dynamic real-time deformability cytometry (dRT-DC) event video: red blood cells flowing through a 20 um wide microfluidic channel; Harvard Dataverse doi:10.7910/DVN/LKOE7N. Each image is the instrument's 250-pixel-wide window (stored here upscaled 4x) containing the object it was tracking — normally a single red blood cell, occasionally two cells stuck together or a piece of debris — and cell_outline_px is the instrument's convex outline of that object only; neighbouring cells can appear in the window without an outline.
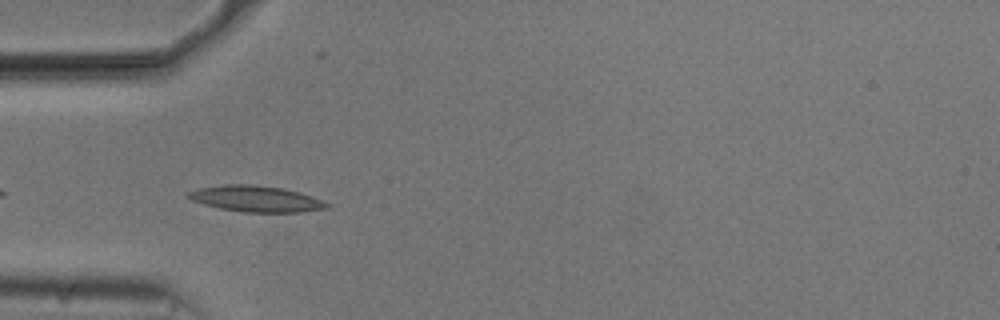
{"species": "common noctule bat (a hibernating species)", "species_latin": "Nyctalus noctula", "temperature_condition": "cold", "stored_images_in_passage": 14, "camera_frame_rate_fps": 3000, "um_per_image_px": 0.085, "animal": {"sex": "male", "body_mass_g": 20.5, "forearm_length_mm": 52.5}, "frame": {"image": 1, "passage_image": 1, "time_ms": 0.0, "image_size_px": [1000, 320], "cell_outline_px": [[332, 208], [300, 212], [240, 212], [220, 208], [204, 204], [192, 200], [184, 196], [188, 192], [200, 188], [224, 184], [252, 184], [284, 188], [300, 192], [312, 196], [332, 204]], "centroid_in_image_um": [21.81, 16.9], "position_along_channel_um": 63.2, "area_um2": 21.33}}
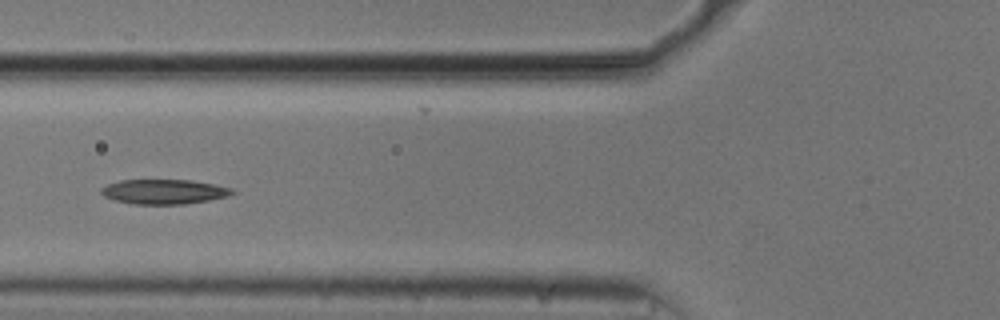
{"frame": {"image": 2, "passage_image": 5, "time_ms": 1.333, "image_size_px": [1000, 320], "cell_outline_px": [[236, 192], [228, 196], [208, 200], [184, 204], [132, 204], [116, 200], [104, 196], [100, 192], [100, 188], [108, 184], [120, 180], [188, 180], [212, 184], [232, 188]], "centroid_in_image_um": [13.92, 16.29], "position_along_channel_um": 111.9, "area_um2": 18.73}}
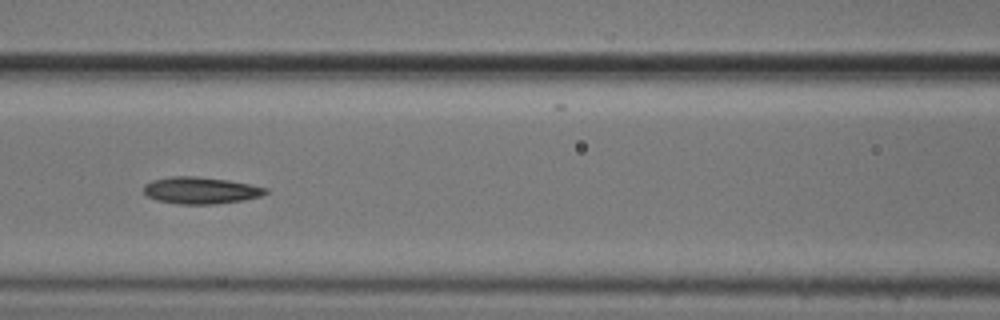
{"frame": {"image": 3, "passage_image": 8, "time_ms": 2.333, "image_size_px": [1000, 320], "cell_outline_px": [[268, 192], [260, 196], [244, 200], [216, 204], [176, 204], [156, 200], [148, 196], [144, 192], [144, 184], [152, 180], [172, 176], [196, 176], [228, 180], [252, 184], [268, 188]], "centroid_in_image_um": [17.07, 16.18], "position_along_channel_um": 149.5, "area_um2": 19.19}}